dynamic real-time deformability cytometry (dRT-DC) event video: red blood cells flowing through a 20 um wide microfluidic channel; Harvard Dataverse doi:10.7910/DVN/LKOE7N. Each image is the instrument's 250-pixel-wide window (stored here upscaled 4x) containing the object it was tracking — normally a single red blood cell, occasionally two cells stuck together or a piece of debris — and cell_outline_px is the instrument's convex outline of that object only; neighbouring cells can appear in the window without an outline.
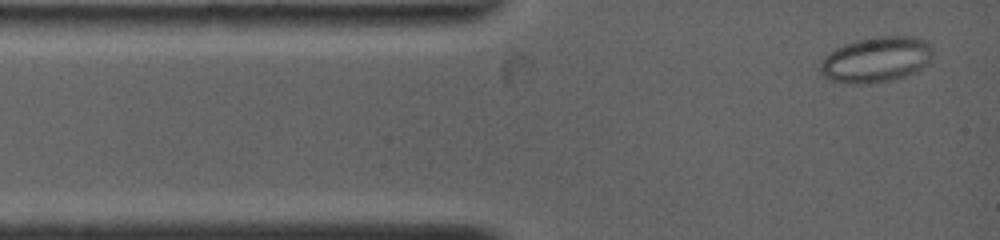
{"species": "common noctule bat (a hibernating species)", "species_latin": "Nyctalus noctula", "temperature_condition": "warm", "stored_images_in_passage": 13, "camera_frame_rate_fps": 4500, "um_per_image_px": 0.085, "animal": {"sex": "female", "body_mass_g": 19.0, "forearm_length_mm": 53.3}, "frame": {"image": 1, "passage_image": 1, "time_ms": 0.0, "image_size_px": [1000, 240], "cell_outline_px": [[932, 60], [916, 72], [904, 76], [888, 80], [860, 84], [844, 84], [828, 80], [820, 72], [820, 60], [824, 56], [836, 48], [844, 44], [856, 40], [880, 36], [912, 36], [928, 40], [932, 44]], "centroid_in_image_um": [74.47, 5.05], "position_along_channel_um": 10.5, "area_um2": 30.23}}
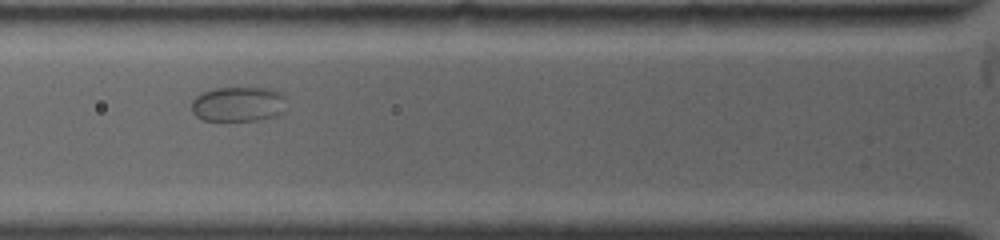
{"frame": {"image": 2, "passage_image": 6, "time_ms": 3.778, "image_size_px": [1000, 240], "cell_outline_px": [[284, 112], [276, 116], [260, 120], [204, 120], [196, 116], [192, 112], [192, 100], [200, 92], [216, 88], [268, 88], [280, 92], [284, 96]], "centroid_in_image_um": [20.24, 8.85], "position_along_channel_um": 105.6, "area_um2": 19.36}}
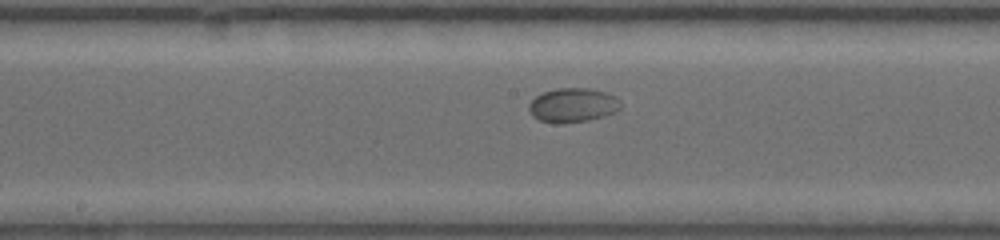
{"frame": {"image": 3, "passage_image": 12, "time_ms": 6.444, "image_size_px": [1000, 240], "cell_outline_px": [[620, 108], [616, 112], [604, 116], [588, 120], [564, 124], [556, 124], [540, 120], [532, 116], [528, 108], [528, 104], [536, 96], [544, 92], [556, 88], [588, 88], [608, 92], [616, 96], [620, 100]], "centroid_in_image_um": [48.7, 8.94], "position_along_channel_um": 199.5, "area_um2": 18.55}}